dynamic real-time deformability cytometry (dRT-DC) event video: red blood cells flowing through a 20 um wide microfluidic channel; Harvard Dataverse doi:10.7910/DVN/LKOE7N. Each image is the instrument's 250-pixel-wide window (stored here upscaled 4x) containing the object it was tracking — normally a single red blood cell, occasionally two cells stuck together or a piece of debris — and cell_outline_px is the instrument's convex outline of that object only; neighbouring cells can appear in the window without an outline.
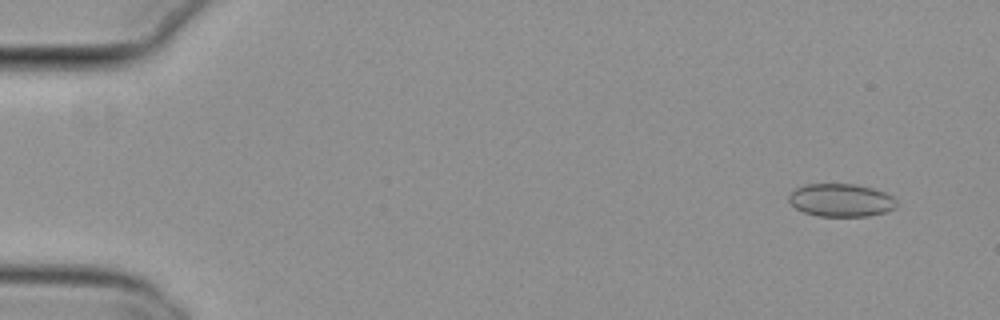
{"species": "common noctule bat (a hibernating species)", "species_latin": "Nyctalus noctula", "temperature_condition": "cold", "stored_images_in_passage": 55, "camera_frame_rate_fps": 3000, "um_per_image_px": 0.085, "animal": {"sex": "female", "body_mass_g": 29.2, "forearm_length_mm": 56.3}, "frame": {"image": 1, "passage_image": 4, "time_ms": 1.0, "image_size_px": [1000, 320], "cell_outline_px": [[896, 208], [884, 212], [868, 216], [816, 216], [804, 212], [796, 208], [788, 200], [788, 196], [796, 188], [804, 184], [852, 184], [872, 188], [884, 192], [892, 196], [896, 200]], "centroid_in_image_um": [71.47, 17.02], "position_along_channel_um": 13.5, "area_um2": 20.63}}
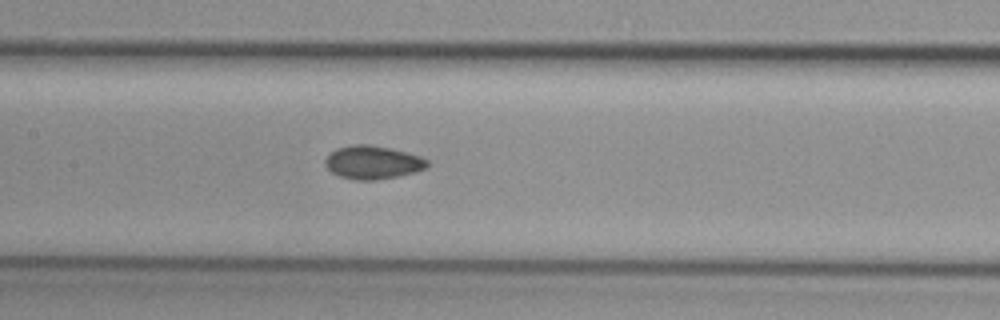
{"frame": {"image": 2, "passage_image": 27, "time_ms": 8.667, "image_size_px": [1000, 320], "cell_outline_px": [[428, 164], [424, 168], [416, 172], [376, 180], [356, 180], [340, 176], [332, 172], [324, 164], [324, 160], [336, 148], [352, 144], [368, 144], [392, 148], [420, 156], [428, 160]], "centroid_in_image_um": [31.67, 13.79], "position_along_channel_um": 175.7, "area_um2": 19.77}}
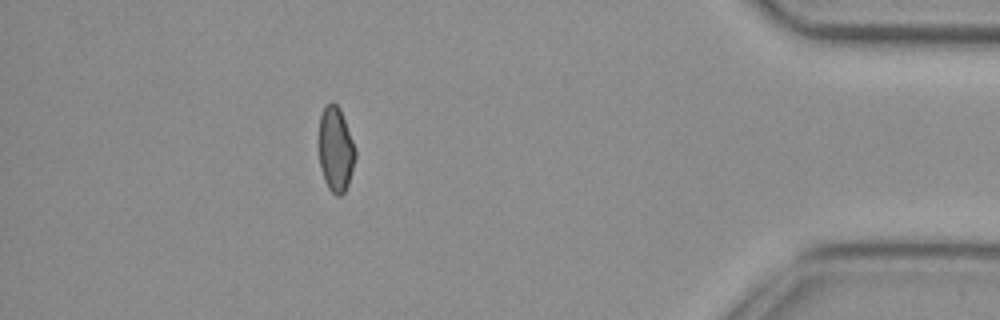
{"frame": {"image": 3, "passage_image": 49, "time_ms": 16.0, "image_size_px": [1000, 320], "cell_outline_px": [[356, 156], [352, 172], [348, 184], [344, 192], [340, 196], [336, 196], [328, 188], [324, 180], [320, 168], [320, 116], [324, 104], [332, 100], [340, 108], [356, 148]], "centroid_in_image_um": [28.54, 12.67], "position_along_channel_um": 406.7, "area_um2": 18.15}, "authors_computed_cell_mechanics": {"area_um2": 19.2474, "velocity_mm_per_s": 3.8087, "shape_relaxation_time_tau1_ms": null, "shape_relaxation_time_tau2_ms": 9.033, "deformation_change_tau1": null, "deformation_change_tau2": 0.1022}}